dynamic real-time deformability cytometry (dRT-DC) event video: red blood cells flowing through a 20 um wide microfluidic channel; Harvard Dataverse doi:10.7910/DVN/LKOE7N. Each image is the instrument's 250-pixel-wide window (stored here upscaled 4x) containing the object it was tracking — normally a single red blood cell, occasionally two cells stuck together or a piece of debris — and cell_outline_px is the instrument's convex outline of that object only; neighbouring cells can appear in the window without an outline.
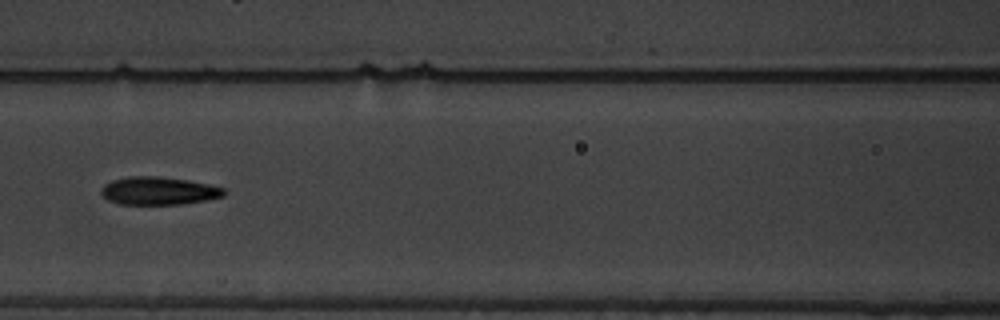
{"species": "common noctule bat (a hibernating species)", "species_latin": "Nyctalus noctula", "temperature_condition": "warm", "stored_images_in_passage": 7, "camera_frame_rate_fps": 3000, "um_per_image_px": 0.085, "animal": {"sex": "male", "body_mass_g": 19.5, "forearm_length_mm": 54.6}, "frame": {"image": 1, "passage_image": 6, "time_ms": 5.667, "image_size_px": [1000, 320], "cell_outline_px": [[228, 192], [224, 196], [208, 200], [180, 204], [120, 204], [108, 200], [100, 192], [100, 188], [104, 184], [112, 180], [128, 176], [160, 176], [188, 180], [208, 184], [224, 188]], "centroid_in_image_um": [13.5, 16.21], "position_along_channel_um": 153.1, "area_um2": 20.17}}